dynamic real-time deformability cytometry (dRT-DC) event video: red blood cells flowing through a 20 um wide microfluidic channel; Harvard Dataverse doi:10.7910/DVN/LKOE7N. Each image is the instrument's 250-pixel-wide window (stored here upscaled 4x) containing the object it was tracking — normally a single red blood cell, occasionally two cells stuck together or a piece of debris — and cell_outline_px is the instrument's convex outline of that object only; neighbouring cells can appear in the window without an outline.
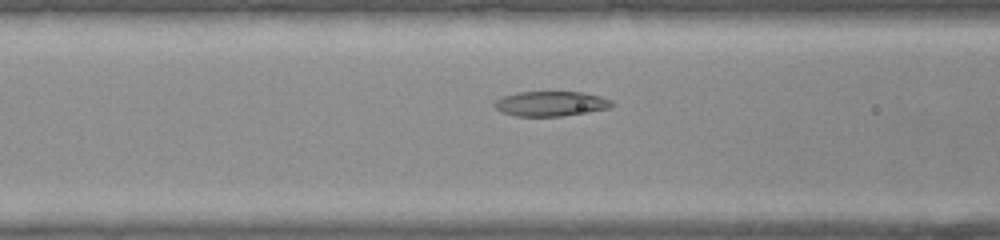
{"species": "common noctule bat (a hibernating species)", "species_latin": "Nyctalus noctula", "temperature_condition": "warm", "stored_images_in_passage": 20, "camera_frame_rate_fps": 3000, "um_per_image_px": 0.085, "animal": {"sex": "female", "body_mass_g": 22.0, "forearm_length_mm": 56.7}, "frame": {"image": 1, "passage_image": 4, "time_ms": 1.0, "image_size_px": [1000, 240], "cell_outline_px": [[616, 104], [612, 108], [588, 112], [560, 116], [516, 116], [504, 112], [496, 108], [492, 104], [496, 100], [504, 96], [520, 92], [580, 92], [600, 96], [612, 100]], "centroid_in_image_um": [46.88, 8.81], "position_along_channel_um": 119.7, "area_um2": 16.99}}
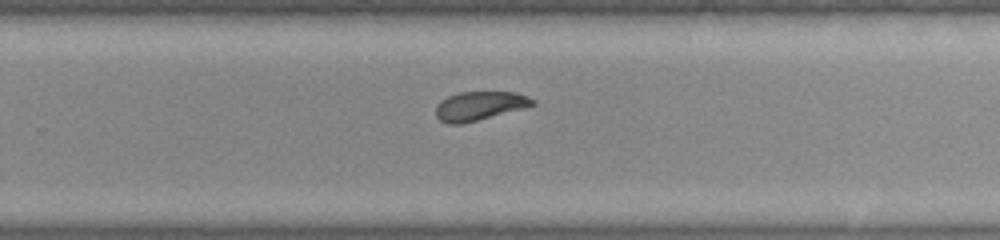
{"frame": {"image": 2, "passage_image": 14, "time_ms": 4.333, "image_size_px": [1000, 240], "cell_outline_px": [[536, 104], [524, 108], [460, 124], [448, 124], [440, 120], [436, 116], [436, 104], [440, 100], [448, 96], [460, 92], [516, 92], [528, 96], [536, 100]], "centroid_in_image_um": [40.76, 8.99], "position_along_channel_um": 289.0, "area_um2": 16.24}}
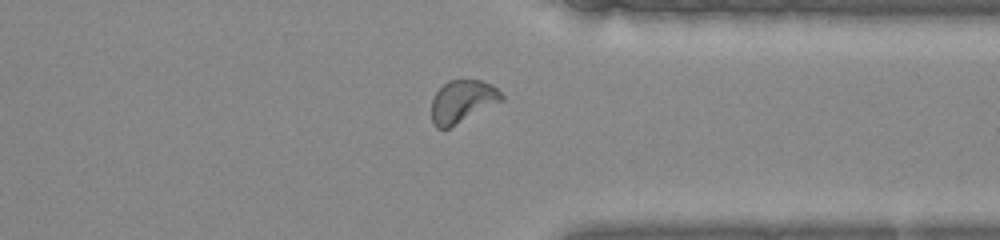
{"frame": {"image": 3, "passage_image": 19, "time_ms": 6.0, "image_size_px": [1000, 240], "cell_outline_px": [[504, 100], [448, 128], [436, 128], [432, 124], [432, 100], [436, 92], [448, 80], [480, 80], [492, 84], [504, 96]], "centroid_in_image_um": [39.3, 8.61], "position_along_channel_um": 372.1, "area_um2": 17.22}}